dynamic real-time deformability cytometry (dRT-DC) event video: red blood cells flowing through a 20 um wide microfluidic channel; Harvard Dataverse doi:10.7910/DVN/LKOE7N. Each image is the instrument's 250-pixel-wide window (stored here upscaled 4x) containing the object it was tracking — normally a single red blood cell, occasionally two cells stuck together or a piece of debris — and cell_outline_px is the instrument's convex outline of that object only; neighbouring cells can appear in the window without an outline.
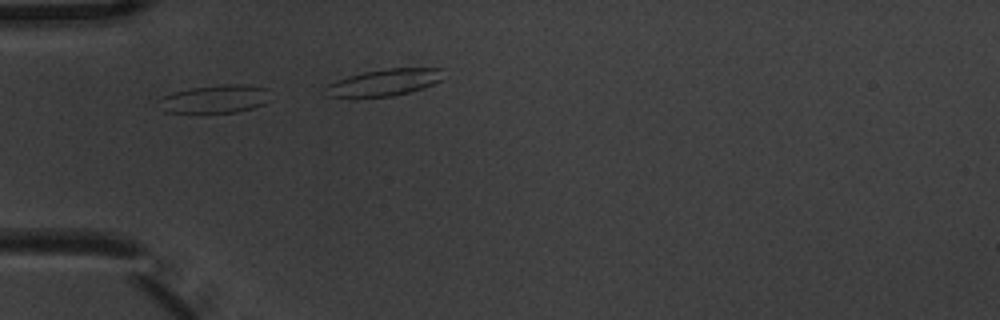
{"species": "common noctule bat (a hibernating species)", "species_latin": "Nyctalus noctula", "temperature_condition": "warm", "stored_images_in_passage": 2, "camera_frame_rate_fps": 3000, "um_per_image_px": 0.085, "animal": {"sex": "male", "body_mass_g": 20.1, "forearm_length_mm": 53.5}, "frame": {"image": 1, "passage_image": 1, "time_ms": 0.0, "image_size_px": [1000, 320], "cell_outline_px": [[272, 100], [264, 104], [252, 108], [236, 112], [164, 112], [156, 100], [172, 92], [188, 88], [224, 84], [244, 84], [268, 88]], "centroid_in_image_um": [18.31, 8.4], "position_along_channel_um": 66.7, "area_um2": 18.55}}